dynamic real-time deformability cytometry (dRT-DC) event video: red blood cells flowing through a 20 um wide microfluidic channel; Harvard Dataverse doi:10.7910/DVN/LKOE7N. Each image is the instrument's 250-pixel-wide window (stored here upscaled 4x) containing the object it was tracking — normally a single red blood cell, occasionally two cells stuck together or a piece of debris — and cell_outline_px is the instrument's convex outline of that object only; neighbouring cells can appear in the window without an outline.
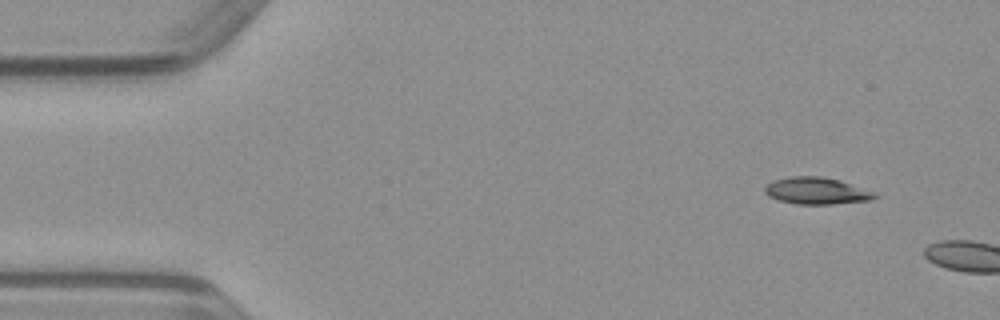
{"species": "common noctule bat (a hibernating species)", "species_latin": "Nyctalus noctula", "temperature_condition": "warm", "stored_images_in_passage": 5, "camera_frame_rate_fps": 3000, "um_per_image_px": 0.085, "animal": {"sex": "male", "body_mass_g": 23.1, "forearm_length_mm": 52.7}, "frame": {"image": 1, "passage_image": 3, "time_ms": 0.667, "image_size_px": [1000, 320], "cell_outline_px": [[880, 196], [872, 200], [832, 204], [796, 204], [780, 200], [768, 196], [764, 192], [764, 188], [772, 180], [788, 176], [820, 176], [840, 180], [872, 192]], "centroid_in_image_um": [69.37, 16.22], "position_along_channel_um": 15.6, "area_um2": 17.17}}